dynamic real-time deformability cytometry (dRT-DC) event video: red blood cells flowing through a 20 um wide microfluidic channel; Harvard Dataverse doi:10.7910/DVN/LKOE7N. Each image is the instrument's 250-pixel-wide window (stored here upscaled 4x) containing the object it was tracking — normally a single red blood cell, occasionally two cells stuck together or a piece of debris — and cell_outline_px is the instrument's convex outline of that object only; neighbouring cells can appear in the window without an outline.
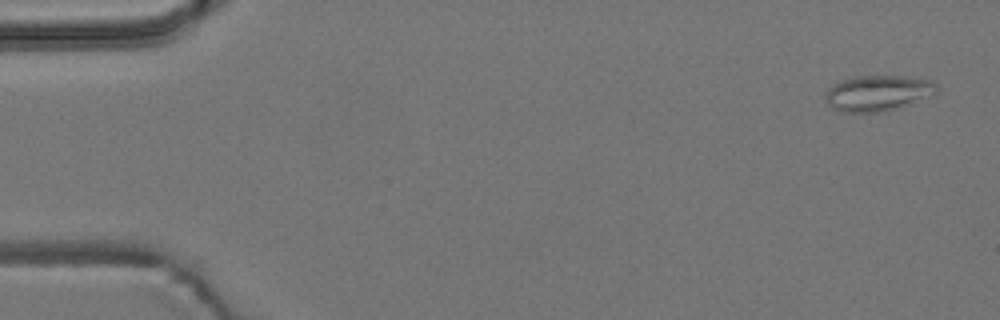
{"species": "common noctule bat (a hibernating species)", "species_latin": "Nyctalus noctula", "temperature_condition": "room temperature", "stored_images_in_passage": 6, "camera_frame_rate_fps": 3000, "um_per_image_px": 0.085, "animal": {"sex": "male", "body_mass_g": 19.2, "forearm_length_mm": 51.8}, "frame": {"image": 1, "passage_image": 1, "time_ms": 0.0, "image_size_px": [1000, 320], "cell_outline_px": [[940, 88], [936, 92], [900, 108], [876, 112], [840, 112], [832, 108], [824, 100], [824, 96], [828, 88], [832, 84], [852, 76], [908, 76], [932, 80]], "centroid_in_image_um": [74.58, 7.9], "position_along_channel_um": 10.4, "area_um2": 23.35}}
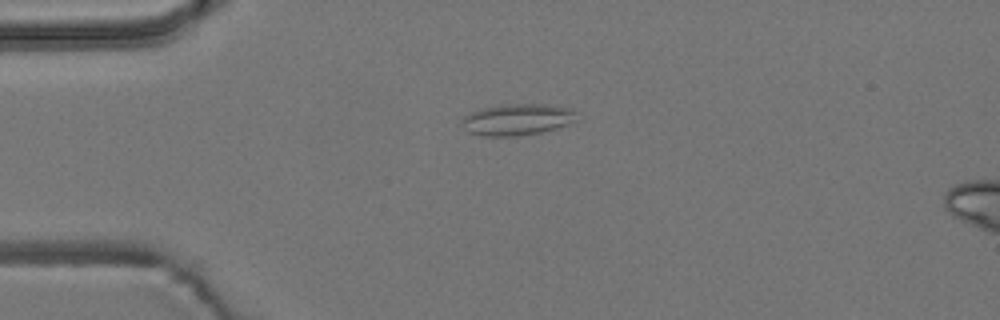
{"frame": {"image": 2, "passage_image": 4, "time_ms": 1.0, "image_size_px": [1000, 320], "cell_outline_px": [[576, 120], [568, 124], [556, 128], [540, 132], [516, 136], [480, 136], [468, 132], [460, 124], [460, 120], [464, 116], [472, 112], [484, 108], [504, 104], [544, 104], [572, 108], [576, 112]], "centroid_in_image_um": [43.94, 10.16], "position_along_channel_um": 41.1, "area_um2": 21.1}}